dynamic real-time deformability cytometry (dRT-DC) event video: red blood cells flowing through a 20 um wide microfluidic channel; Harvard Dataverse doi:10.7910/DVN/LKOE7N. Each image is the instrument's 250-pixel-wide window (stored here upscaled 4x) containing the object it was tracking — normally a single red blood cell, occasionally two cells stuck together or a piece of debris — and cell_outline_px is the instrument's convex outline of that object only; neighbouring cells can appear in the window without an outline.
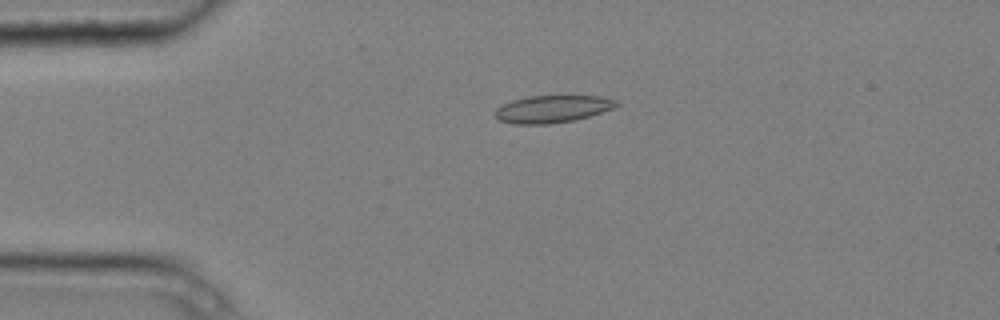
{"species": "common noctule bat (a hibernating species)", "species_latin": "Nyctalus noctula", "temperature_condition": "cold", "stored_images_in_passage": 6, "camera_frame_rate_fps": 3000, "um_per_image_px": 0.085, "animal": {"sex": "male", "body_mass_g": 20.4}, "frame": {"image": 1, "passage_image": 4, "time_ms": 1.0, "image_size_px": [1000, 320], "cell_outline_px": [[620, 104], [612, 108], [576, 120], [548, 124], [512, 124], [500, 120], [496, 116], [496, 108], [512, 100], [528, 96], [600, 96], [620, 100]], "centroid_in_image_um": [46.98, 9.26], "position_along_channel_um": 38.0, "area_um2": 19.25}}
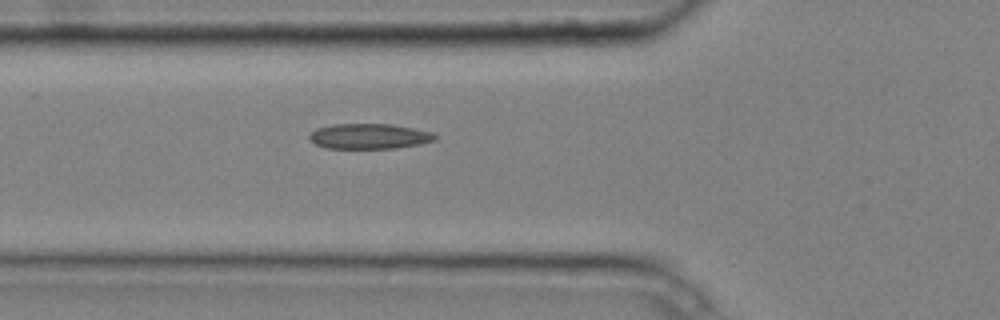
{"frame": {"image": 2, "passage_image": 6, "time_ms": 1.667, "image_size_px": [1000, 320], "cell_outline_px": [[436, 140], [420, 144], [396, 148], [328, 148], [316, 144], [308, 136], [316, 128], [332, 124], [392, 124], [432, 132], [436, 136]], "centroid_in_image_um": [31.4, 11.58], "position_along_channel_um": 94.4, "area_um2": 18.38}}